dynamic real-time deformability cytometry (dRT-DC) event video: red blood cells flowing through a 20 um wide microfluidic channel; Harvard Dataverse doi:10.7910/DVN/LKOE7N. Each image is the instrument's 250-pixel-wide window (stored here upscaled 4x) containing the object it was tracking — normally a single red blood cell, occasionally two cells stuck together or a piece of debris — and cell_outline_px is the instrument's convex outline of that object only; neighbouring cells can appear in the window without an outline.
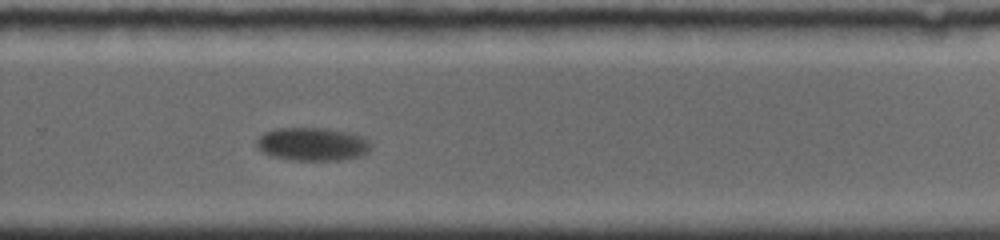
{"species": "common noctule bat (a hibernating species)", "species_latin": "Nyctalus noctula", "temperature_condition": "room temperature", "stored_images_in_passage": 11, "camera_frame_rate_fps": 4000, "um_per_image_px": 0.085, "animal": {"sex": "female", "body_mass_g": 19.0, "forearm_length_mm": 56.7}, "frame": {"image": 1, "passage_image": 10, "time_ms": 7.25, "image_size_px": [1000, 240], "cell_outline_px": [[372, 148], [368, 152], [360, 156], [336, 160], [292, 160], [272, 156], [264, 152], [256, 144], [256, 140], [264, 132], [280, 128], [324, 128], [348, 132], [364, 136], [372, 144]], "centroid_in_image_um": [26.6, 12.25], "position_along_channel_um": 303.2, "area_um2": 22.08}}
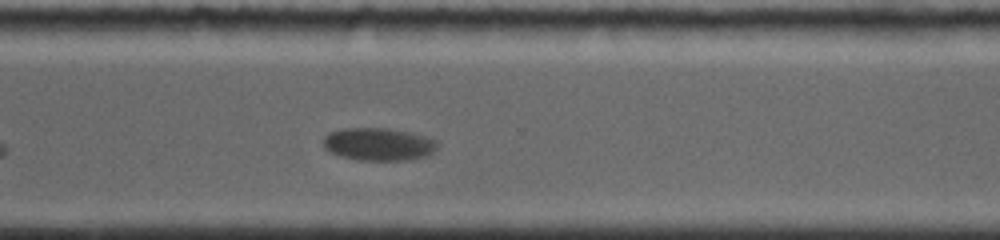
{"frame": {"image": 2, "passage_image": 11, "time_ms": 8.25, "image_size_px": [1000, 240], "cell_outline_px": [[440, 144], [428, 156], [404, 160], [360, 160], [340, 156], [324, 148], [324, 136], [328, 132], [344, 128], [392, 128], [412, 132], [436, 140]], "centroid_in_image_um": [32.19, 12.24], "position_along_channel_um": 338.4, "area_um2": 21.91}}